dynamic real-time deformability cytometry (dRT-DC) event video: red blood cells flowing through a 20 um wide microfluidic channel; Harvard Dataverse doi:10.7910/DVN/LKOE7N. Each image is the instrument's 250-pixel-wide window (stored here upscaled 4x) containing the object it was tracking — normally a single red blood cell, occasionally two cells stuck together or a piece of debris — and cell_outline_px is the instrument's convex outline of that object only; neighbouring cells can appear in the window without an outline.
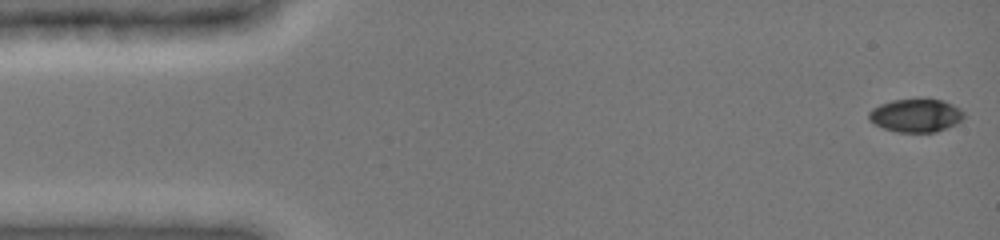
{"species": "common noctule bat (a hibernating species)", "species_latin": "Nyctalus noctula", "temperature_condition": "cold", "stored_images_in_passage": 48, "camera_frame_rate_fps": 3000, "um_per_image_px": 0.085, "animal": {"sex": "female", "body_mass_g": 19.0, "forearm_length_mm": 51.5}, "frame": {"image": 1, "passage_image": 1, "time_ms": 0.0, "image_size_px": [1000, 240], "cell_outline_px": [[964, 116], [956, 124], [948, 128], [936, 132], [896, 132], [884, 128], [868, 120], [868, 112], [872, 108], [880, 104], [892, 100], [944, 100], [960, 108], [964, 112]], "centroid_in_image_um": [77.84, 9.82], "position_along_channel_um": 7.2, "area_um2": 18.32}}
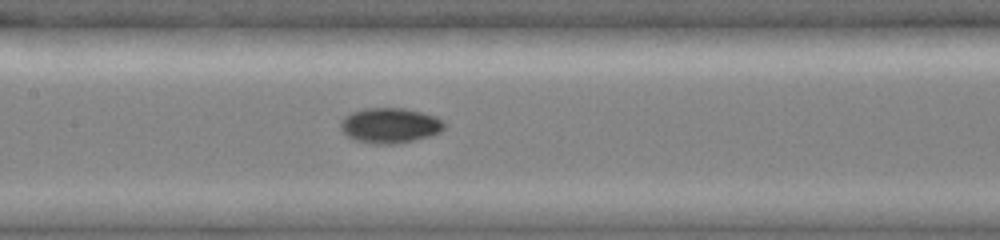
{"frame": {"image": 2, "passage_image": 23, "time_ms": 7.333, "image_size_px": [1000, 240], "cell_outline_px": [[448, 124], [440, 132], [428, 136], [412, 140], [392, 144], [372, 144], [356, 140], [348, 136], [340, 128], [340, 120], [344, 116], [352, 112], [364, 108], [404, 108], [436, 116], [444, 120]], "centroid_in_image_um": [33.15, 10.65], "position_along_channel_um": 174.2, "area_um2": 21.33}}
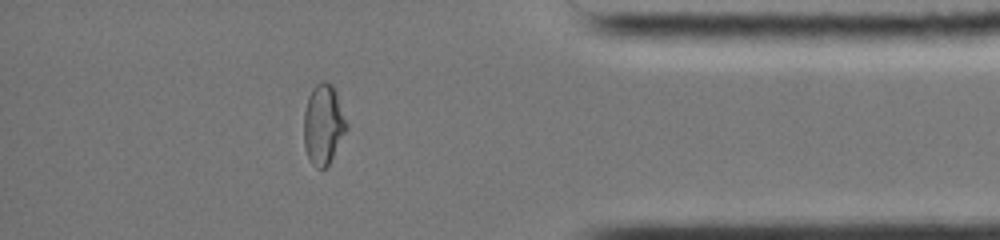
{"frame": {"image": 3, "passage_image": 42, "time_ms": 13.667, "image_size_px": [1000, 240], "cell_outline_px": [[348, 128], [328, 164], [324, 168], [316, 168], [312, 164], [308, 156], [304, 144], [304, 112], [308, 96], [312, 88], [320, 80], [324, 80], [332, 84], [336, 92], [348, 124]], "centroid_in_image_um": [27.48, 10.53], "position_along_channel_um": 407.7, "area_um2": 19.88}, "authors_computed_cell_mechanics": {"area_um2": 19.8254, "velocity_mm_per_s": 3.9468, "shape_relaxation_time_tau1_ms": null, "shape_relaxation_time_tau2_ms": 2.1818, "deformation_change_tau1": null, "deformation_change_tau2": 0.0394}}